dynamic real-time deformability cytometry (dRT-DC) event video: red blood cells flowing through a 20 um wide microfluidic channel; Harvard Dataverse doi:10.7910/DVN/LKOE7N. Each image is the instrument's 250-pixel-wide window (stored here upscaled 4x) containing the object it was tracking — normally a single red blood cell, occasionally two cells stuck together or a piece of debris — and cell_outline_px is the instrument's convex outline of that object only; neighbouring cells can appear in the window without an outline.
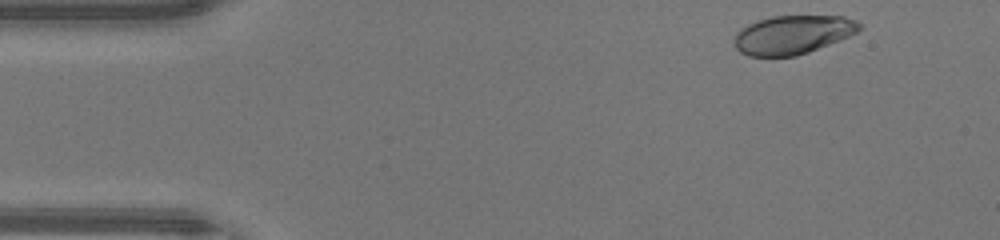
{"species": "human", "species_latin": "Homo sapiens", "temperature_condition": "warm", "stored_images_in_passage": 44, "camera_frame_rate_fps": 3000, "um_per_image_px": 0.085, "donor": {"sex": "male"}, "frame": {"image": 1, "passage_image": 2, "time_ms": 0.333, "image_size_px": [1000, 240], "cell_outline_px": [[860, 28], [856, 32], [840, 40], [808, 52], [796, 56], [748, 56], [740, 52], [736, 48], [736, 32], [740, 28], [748, 24], [772, 16], [844, 16], [856, 20], [860, 24]], "centroid_in_image_um": [67.38, 2.95], "position_along_channel_um": 17.6, "area_um2": 27.98}}
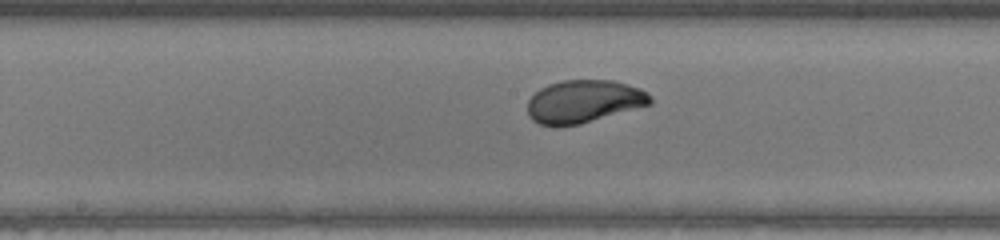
{"frame": {"image": 2, "passage_image": 21, "time_ms": 6.667, "image_size_px": [1000, 240], "cell_outline_px": [[652, 104], [580, 124], [556, 128], [540, 124], [532, 120], [528, 116], [528, 100], [540, 88], [548, 84], [564, 80], [612, 80], [628, 84], [640, 88], [648, 92], [652, 96]], "centroid_in_image_um": [49.62, 8.64], "position_along_channel_um": 198.6, "area_um2": 30.98}}
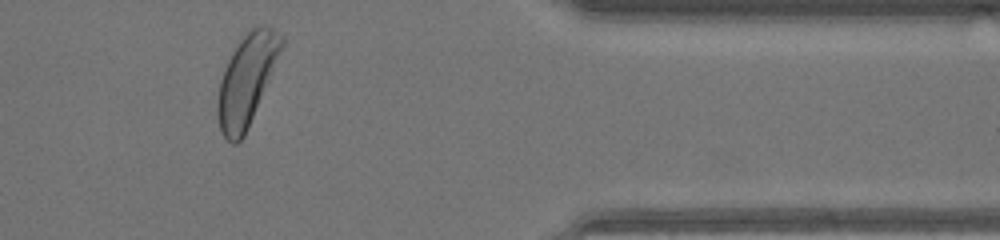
{"frame": {"image": 3, "passage_image": 36, "time_ms": 11.667, "image_size_px": [1000, 240], "cell_outline_px": [[284, 44], [272, 72], [244, 136], [236, 144], [232, 144], [224, 136], [220, 128], [216, 112], [216, 108], [220, 80], [224, 68], [236, 44], [256, 24], [264, 24], [272, 28], [284, 40]], "centroid_in_image_um": [20.94, 6.78], "position_along_channel_um": 390.5, "area_um2": 33.23}, "authors_computed_cell_mechanics": {"area_um2": 30.7207, "velocity_mm_per_s": 4.3875, "shape_relaxation_time_tau1_ms": 2.2602, "shape_relaxation_time_tau2_ms": null, "deformation_change_tau1": 0.1456, "deformation_change_tau2": null}}